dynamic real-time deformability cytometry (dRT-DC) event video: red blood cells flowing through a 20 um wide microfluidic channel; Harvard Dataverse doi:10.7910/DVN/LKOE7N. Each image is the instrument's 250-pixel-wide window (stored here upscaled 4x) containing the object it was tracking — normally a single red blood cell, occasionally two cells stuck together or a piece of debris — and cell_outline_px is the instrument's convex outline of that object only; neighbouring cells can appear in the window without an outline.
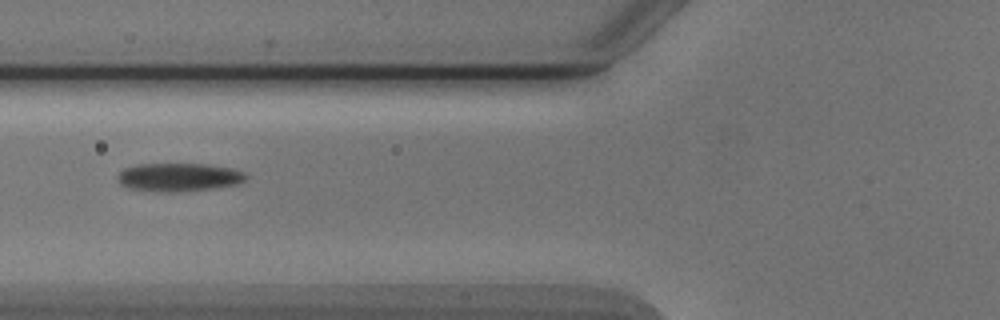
{"species": "Egyptian fruit bat (a non-hibernating species)", "species_latin": "Rousettus aegyptiacus", "temperature_condition": "cold", "stored_images_in_passage": 6, "camera_frame_rate_fps": 3000, "um_per_image_px": 0.085, "animal": {"sex": "male"}, "frame": {"image": 1, "passage_image": 6, "time_ms": 7.0, "image_size_px": [1000, 320], "cell_outline_px": [[248, 176], [244, 180], [236, 184], [212, 188], [176, 192], [160, 192], [128, 188], [120, 184], [116, 176], [124, 168], [136, 164], [208, 164], [232, 168], [244, 172]], "centroid_in_image_um": [15.17, 15.05], "position_along_channel_um": 110.6, "area_um2": 21.21}}